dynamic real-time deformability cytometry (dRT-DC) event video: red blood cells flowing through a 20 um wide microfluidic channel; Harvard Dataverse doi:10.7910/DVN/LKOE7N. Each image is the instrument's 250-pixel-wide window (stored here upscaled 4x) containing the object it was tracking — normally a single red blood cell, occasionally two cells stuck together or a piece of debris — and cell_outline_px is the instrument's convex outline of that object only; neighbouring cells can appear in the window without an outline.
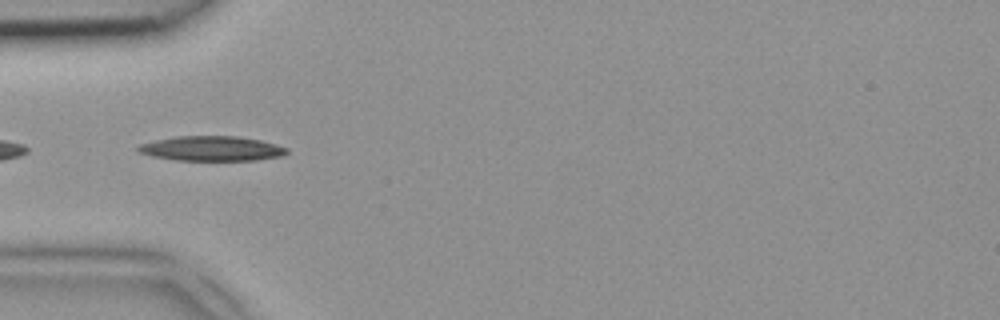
{"species": "common noctule bat (a hibernating species)", "species_latin": "Nyctalus noctula", "temperature_condition": "room temperature", "stored_images_in_passage": 12, "camera_frame_rate_fps": 3000, "um_per_image_px": 0.085, "animal": {"sex": "female", "body_mass_g": 18.4}, "frame": {"image": 1, "passage_image": 4, "time_ms": 1.0, "image_size_px": [1000, 320], "cell_outline_px": [[288, 152], [284, 156], [256, 160], [176, 160], [152, 156], [140, 152], [136, 148], [140, 144], [156, 140], [176, 136], [236, 136], [260, 140], [276, 144], [288, 148]], "centroid_in_image_um": [18.03, 12.62], "position_along_channel_um": 67.0, "area_um2": 21.44}}